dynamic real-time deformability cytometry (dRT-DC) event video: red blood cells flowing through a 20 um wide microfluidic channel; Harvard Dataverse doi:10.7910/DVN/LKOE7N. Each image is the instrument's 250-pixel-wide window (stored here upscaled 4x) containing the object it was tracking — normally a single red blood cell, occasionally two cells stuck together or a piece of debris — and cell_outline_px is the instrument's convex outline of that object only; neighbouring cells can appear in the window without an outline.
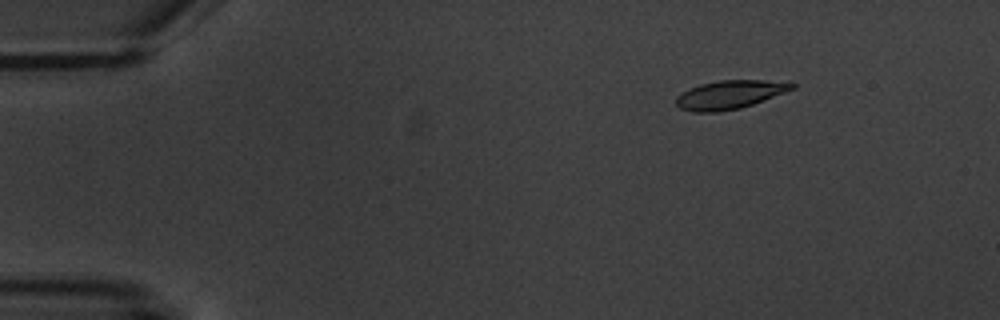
{"species": "common noctule bat (a hibernating species)", "species_latin": "Nyctalus noctula", "temperature_condition": "warm", "stored_images_in_passage": 3, "camera_frame_rate_fps": 3000, "um_per_image_px": 0.085, "animal": {"sex": "male", "body_mass_g": 20.1, "forearm_length_mm": 53.5}, "frame": {"image": 1, "passage_image": 1, "time_ms": 0.0, "image_size_px": [1000, 320], "cell_outline_px": [[796, 88], [752, 104], [740, 108], [716, 112], [692, 112], [680, 108], [676, 104], [676, 96], [700, 84], [720, 80], [788, 80], [796, 84]], "centroid_in_image_um": [62.09, 8.03], "position_along_channel_um": 22.9, "area_um2": 19.31}}